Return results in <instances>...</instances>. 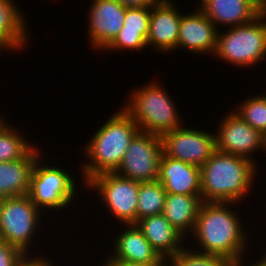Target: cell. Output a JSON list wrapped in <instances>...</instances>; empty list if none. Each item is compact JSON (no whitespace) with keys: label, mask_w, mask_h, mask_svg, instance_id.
<instances>
[{"label":"cell","mask_w":266,"mask_h":266,"mask_svg":"<svg viewBox=\"0 0 266 266\" xmlns=\"http://www.w3.org/2000/svg\"><path fill=\"white\" fill-rule=\"evenodd\" d=\"M229 204L231 202H203L191 235L197 239L202 253L222 256L244 266L247 235L236 211L228 208Z\"/></svg>","instance_id":"6da1fadb"},{"label":"cell","mask_w":266,"mask_h":266,"mask_svg":"<svg viewBox=\"0 0 266 266\" xmlns=\"http://www.w3.org/2000/svg\"><path fill=\"white\" fill-rule=\"evenodd\" d=\"M256 163L216 150L201 170L202 202H240L256 175Z\"/></svg>","instance_id":"7a4b0ae2"},{"label":"cell","mask_w":266,"mask_h":266,"mask_svg":"<svg viewBox=\"0 0 266 266\" xmlns=\"http://www.w3.org/2000/svg\"><path fill=\"white\" fill-rule=\"evenodd\" d=\"M139 131L136 122L123 108L111 116L84 148L91 160L81 166L84 184L96 175L116 172L130 142Z\"/></svg>","instance_id":"3957f363"},{"label":"cell","mask_w":266,"mask_h":266,"mask_svg":"<svg viewBox=\"0 0 266 266\" xmlns=\"http://www.w3.org/2000/svg\"><path fill=\"white\" fill-rule=\"evenodd\" d=\"M165 92L156 82L147 84L134 91L122 107L140 131L162 136L183 125L172 98Z\"/></svg>","instance_id":"277c9868"},{"label":"cell","mask_w":266,"mask_h":266,"mask_svg":"<svg viewBox=\"0 0 266 266\" xmlns=\"http://www.w3.org/2000/svg\"><path fill=\"white\" fill-rule=\"evenodd\" d=\"M266 11L249 23L218 32L214 56L240 67H251L266 57Z\"/></svg>","instance_id":"5b68a950"},{"label":"cell","mask_w":266,"mask_h":266,"mask_svg":"<svg viewBox=\"0 0 266 266\" xmlns=\"http://www.w3.org/2000/svg\"><path fill=\"white\" fill-rule=\"evenodd\" d=\"M40 212L28 195L0 199V240L28 255Z\"/></svg>","instance_id":"8992f818"},{"label":"cell","mask_w":266,"mask_h":266,"mask_svg":"<svg viewBox=\"0 0 266 266\" xmlns=\"http://www.w3.org/2000/svg\"><path fill=\"white\" fill-rule=\"evenodd\" d=\"M38 157L30 177L28 196L35 206L41 208L62 209L73 201L76 194L75 180L61 167L42 166Z\"/></svg>","instance_id":"52a82bcc"},{"label":"cell","mask_w":266,"mask_h":266,"mask_svg":"<svg viewBox=\"0 0 266 266\" xmlns=\"http://www.w3.org/2000/svg\"><path fill=\"white\" fill-rule=\"evenodd\" d=\"M162 154L161 136L139 131L130 142L116 173L138 182L158 181Z\"/></svg>","instance_id":"ba28073f"},{"label":"cell","mask_w":266,"mask_h":266,"mask_svg":"<svg viewBox=\"0 0 266 266\" xmlns=\"http://www.w3.org/2000/svg\"><path fill=\"white\" fill-rule=\"evenodd\" d=\"M138 181L122 177L116 172L94 176L85 185L96 189L101 199L119 222L125 225L137 223Z\"/></svg>","instance_id":"9c48e42d"},{"label":"cell","mask_w":266,"mask_h":266,"mask_svg":"<svg viewBox=\"0 0 266 266\" xmlns=\"http://www.w3.org/2000/svg\"><path fill=\"white\" fill-rule=\"evenodd\" d=\"M163 154L200 168L216 151L215 134L178 127L161 136Z\"/></svg>","instance_id":"30bf717a"},{"label":"cell","mask_w":266,"mask_h":266,"mask_svg":"<svg viewBox=\"0 0 266 266\" xmlns=\"http://www.w3.org/2000/svg\"><path fill=\"white\" fill-rule=\"evenodd\" d=\"M229 113L222 118L215 133L216 150L254 162L250 155L264 148V135L246 123L234 109Z\"/></svg>","instance_id":"8fae6325"},{"label":"cell","mask_w":266,"mask_h":266,"mask_svg":"<svg viewBox=\"0 0 266 266\" xmlns=\"http://www.w3.org/2000/svg\"><path fill=\"white\" fill-rule=\"evenodd\" d=\"M88 13V34L93 48L105 49L123 27L126 7L118 0H93Z\"/></svg>","instance_id":"7c38bea8"},{"label":"cell","mask_w":266,"mask_h":266,"mask_svg":"<svg viewBox=\"0 0 266 266\" xmlns=\"http://www.w3.org/2000/svg\"><path fill=\"white\" fill-rule=\"evenodd\" d=\"M173 3L170 0H159L151 6L147 45L162 53L177 48L182 14Z\"/></svg>","instance_id":"4fadbf2b"},{"label":"cell","mask_w":266,"mask_h":266,"mask_svg":"<svg viewBox=\"0 0 266 266\" xmlns=\"http://www.w3.org/2000/svg\"><path fill=\"white\" fill-rule=\"evenodd\" d=\"M216 28L198 8L197 12L182 15L177 48L184 47L196 54H214L219 31Z\"/></svg>","instance_id":"5bb4252c"},{"label":"cell","mask_w":266,"mask_h":266,"mask_svg":"<svg viewBox=\"0 0 266 266\" xmlns=\"http://www.w3.org/2000/svg\"><path fill=\"white\" fill-rule=\"evenodd\" d=\"M158 181L166 193L201 195V170L199 166L185 163L162 154Z\"/></svg>","instance_id":"9a60e30c"},{"label":"cell","mask_w":266,"mask_h":266,"mask_svg":"<svg viewBox=\"0 0 266 266\" xmlns=\"http://www.w3.org/2000/svg\"><path fill=\"white\" fill-rule=\"evenodd\" d=\"M128 229H127V228ZM126 231L117 234L113 259L145 266H160L165 260L156 252L136 224L125 226Z\"/></svg>","instance_id":"2e32d148"},{"label":"cell","mask_w":266,"mask_h":266,"mask_svg":"<svg viewBox=\"0 0 266 266\" xmlns=\"http://www.w3.org/2000/svg\"><path fill=\"white\" fill-rule=\"evenodd\" d=\"M199 9L214 23L235 27L258 17L263 10L253 0H200Z\"/></svg>","instance_id":"e0dca14e"},{"label":"cell","mask_w":266,"mask_h":266,"mask_svg":"<svg viewBox=\"0 0 266 266\" xmlns=\"http://www.w3.org/2000/svg\"><path fill=\"white\" fill-rule=\"evenodd\" d=\"M136 226L165 261L183 249L184 236L162 214L146 216L138 220Z\"/></svg>","instance_id":"ac0fdd59"},{"label":"cell","mask_w":266,"mask_h":266,"mask_svg":"<svg viewBox=\"0 0 266 266\" xmlns=\"http://www.w3.org/2000/svg\"><path fill=\"white\" fill-rule=\"evenodd\" d=\"M33 147L15 161H0V199L28 195L34 163L40 156Z\"/></svg>","instance_id":"d6986e66"},{"label":"cell","mask_w":266,"mask_h":266,"mask_svg":"<svg viewBox=\"0 0 266 266\" xmlns=\"http://www.w3.org/2000/svg\"><path fill=\"white\" fill-rule=\"evenodd\" d=\"M151 6L126 8L123 27L106 50L131 49L141 51L147 45Z\"/></svg>","instance_id":"ffe728a7"},{"label":"cell","mask_w":266,"mask_h":266,"mask_svg":"<svg viewBox=\"0 0 266 266\" xmlns=\"http://www.w3.org/2000/svg\"><path fill=\"white\" fill-rule=\"evenodd\" d=\"M202 203L201 195L167 193L162 215L185 238L186 233L195 228Z\"/></svg>","instance_id":"44dd1931"},{"label":"cell","mask_w":266,"mask_h":266,"mask_svg":"<svg viewBox=\"0 0 266 266\" xmlns=\"http://www.w3.org/2000/svg\"><path fill=\"white\" fill-rule=\"evenodd\" d=\"M24 17L13 0H0V45L5 50H20L28 42Z\"/></svg>","instance_id":"7402d4cb"},{"label":"cell","mask_w":266,"mask_h":266,"mask_svg":"<svg viewBox=\"0 0 266 266\" xmlns=\"http://www.w3.org/2000/svg\"><path fill=\"white\" fill-rule=\"evenodd\" d=\"M166 191L159 181L140 182L137 197V221L163 212Z\"/></svg>","instance_id":"603a6c76"},{"label":"cell","mask_w":266,"mask_h":266,"mask_svg":"<svg viewBox=\"0 0 266 266\" xmlns=\"http://www.w3.org/2000/svg\"><path fill=\"white\" fill-rule=\"evenodd\" d=\"M1 116V115H0ZM0 117V161L21 159L33 146Z\"/></svg>","instance_id":"cb8c5ba5"},{"label":"cell","mask_w":266,"mask_h":266,"mask_svg":"<svg viewBox=\"0 0 266 266\" xmlns=\"http://www.w3.org/2000/svg\"><path fill=\"white\" fill-rule=\"evenodd\" d=\"M189 251V252H188ZM192 251L183 247L176 255L167 259L171 266H239L230 259L222 256Z\"/></svg>","instance_id":"d4e9b609"},{"label":"cell","mask_w":266,"mask_h":266,"mask_svg":"<svg viewBox=\"0 0 266 266\" xmlns=\"http://www.w3.org/2000/svg\"><path fill=\"white\" fill-rule=\"evenodd\" d=\"M264 95L247 98L234 111L252 128L263 135L266 134V94Z\"/></svg>","instance_id":"484cf974"},{"label":"cell","mask_w":266,"mask_h":266,"mask_svg":"<svg viewBox=\"0 0 266 266\" xmlns=\"http://www.w3.org/2000/svg\"><path fill=\"white\" fill-rule=\"evenodd\" d=\"M24 255L17 247L0 240V266H16Z\"/></svg>","instance_id":"4316f807"},{"label":"cell","mask_w":266,"mask_h":266,"mask_svg":"<svg viewBox=\"0 0 266 266\" xmlns=\"http://www.w3.org/2000/svg\"><path fill=\"white\" fill-rule=\"evenodd\" d=\"M29 258L30 257H27V254H25L16 266H53L51 261H48L47 258H43L42 256H38L37 258L34 256L33 259Z\"/></svg>","instance_id":"83f0119b"},{"label":"cell","mask_w":266,"mask_h":266,"mask_svg":"<svg viewBox=\"0 0 266 266\" xmlns=\"http://www.w3.org/2000/svg\"><path fill=\"white\" fill-rule=\"evenodd\" d=\"M124 7H147L156 4L159 0H118Z\"/></svg>","instance_id":"f1b7e54d"},{"label":"cell","mask_w":266,"mask_h":266,"mask_svg":"<svg viewBox=\"0 0 266 266\" xmlns=\"http://www.w3.org/2000/svg\"><path fill=\"white\" fill-rule=\"evenodd\" d=\"M103 266H145V265L136 264L132 262H124L121 260L113 259L112 257L108 256V260L105 261V264Z\"/></svg>","instance_id":"f546056e"},{"label":"cell","mask_w":266,"mask_h":266,"mask_svg":"<svg viewBox=\"0 0 266 266\" xmlns=\"http://www.w3.org/2000/svg\"><path fill=\"white\" fill-rule=\"evenodd\" d=\"M265 255L262 256V258L254 263L252 266H266V253H264ZM250 266V265H249Z\"/></svg>","instance_id":"4dcf8cb0"},{"label":"cell","mask_w":266,"mask_h":266,"mask_svg":"<svg viewBox=\"0 0 266 266\" xmlns=\"http://www.w3.org/2000/svg\"><path fill=\"white\" fill-rule=\"evenodd\" d=\"M263 11H266V0H253Z\"/></svg>","instance_id":"1f68e13d"},{"label":"cell","mask_w":266,"mask_h":266,"mask_svg":"<svg viewBox=\"0 0 266 266\" xmlns=\"http://www.w3.org/2000/svg\"><path fill=\"white\" fill-rule=\"evenodd\" d=\"M167 263H168V261H164L160 266H171L170 263H169V265Z\"/></svg>","instance_id":"d6a6232c"},{"label":"cell","mask_w":266,"mask_h":266,"mask_svg":"<svg viewBox=\"0 0 266 266\" xmlns=\"http://www.w3.org/2000/svg\"><path fill=\"white\" fill-rule=\"evenodd\" d=\"M263 150H266V134L264 135V149Z\"/></svg>","instance_id":"836d02e7"}]
</instances>
